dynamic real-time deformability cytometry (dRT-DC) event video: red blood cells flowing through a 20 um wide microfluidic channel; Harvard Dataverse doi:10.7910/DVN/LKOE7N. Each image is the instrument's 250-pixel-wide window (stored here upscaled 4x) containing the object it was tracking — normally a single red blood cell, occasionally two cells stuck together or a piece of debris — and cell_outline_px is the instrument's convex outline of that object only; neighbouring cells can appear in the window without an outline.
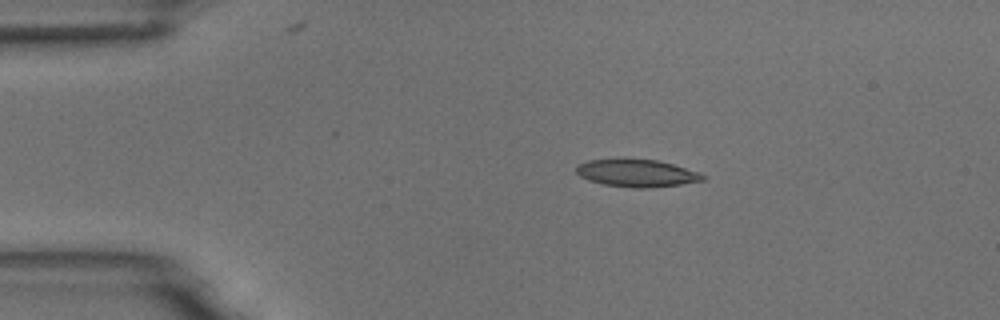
{"species": "common noctule bat (a hibernating species)", "species_latin": "Nyctalus noctula", "temperature_condition": "room temperature", "stored_images_in_passage": 8, "camera_frame_rate_fps": 3000, "um_per_image_px": 0.085, "animal": {"sex": "male", "body_mass_g": 18.8}, "frame": {"image": 1, "passage_image": 1, "time_ms": 0.0, "image_size_px": [1000, 320], "cell_outline_px": [[708, 176], [704, 180], [680, 184], [648, 188], [636, 188], [604, 184], [588, 180], [580, 176], [576, 172], [576, 168], [580, 164], [588, 160], [656, 160], [672, 164], [700, 172]], "centroid_in_image_um": [54.17, 14.73], "position_along_channel_um": 30.8, "area_um2": 19.83}}
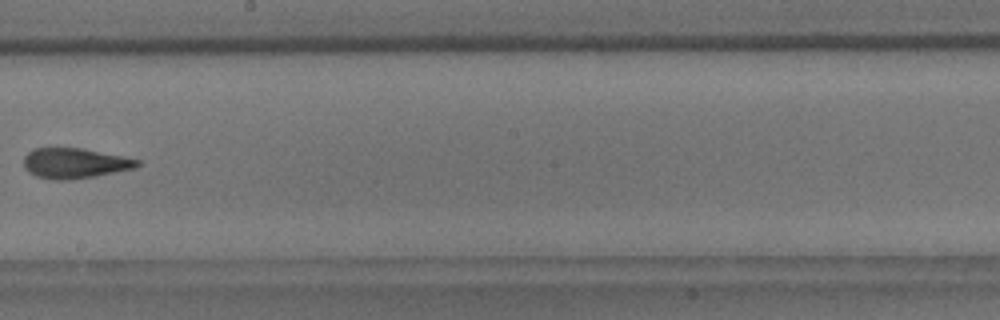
{"frame": {"image": 2, "passage_image": 7, "time_ms": 7.0, "image_size_px": [1000, 320], "cell_outline_px": [[140, 164], [136, 168], [96, 176], [68, 180], [56, 180], [36, 176], [28, 172], [24, 168], [24, 156], [32, 148], [80, 148], [124, 156], [140, 160]], "centroid_in_image_um": [6.35, 13.87], "position_along_channel_um": 241.8, "area_um2": 20.11}}
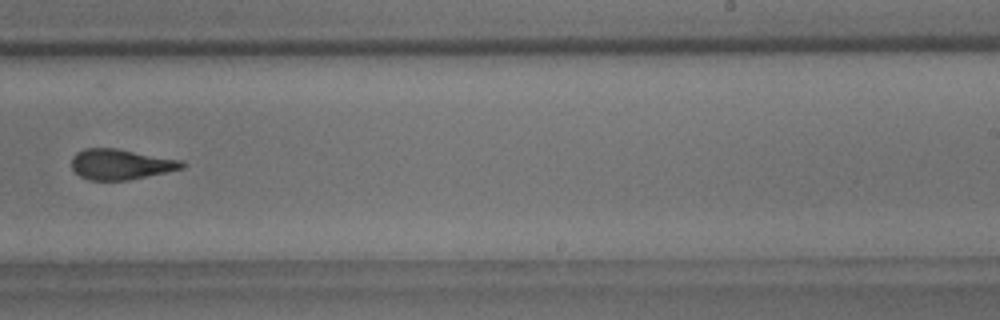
{"frame": {"image": 3, "passage_image": 8, "time_ms": 8.0, "image_size_px": [1000, 320], "cell_outline_px": [[188, 164], [184, 168], [128, 180], [88, 180], [80, 176], [72, 168], [72, 156], [76, 152], [84, 148], [116, 148], [184, 160]], "centroid_in_image_um": [10.29, 13.95], "position_along_channel_um": 278.7, "area_um2": 19.77}}